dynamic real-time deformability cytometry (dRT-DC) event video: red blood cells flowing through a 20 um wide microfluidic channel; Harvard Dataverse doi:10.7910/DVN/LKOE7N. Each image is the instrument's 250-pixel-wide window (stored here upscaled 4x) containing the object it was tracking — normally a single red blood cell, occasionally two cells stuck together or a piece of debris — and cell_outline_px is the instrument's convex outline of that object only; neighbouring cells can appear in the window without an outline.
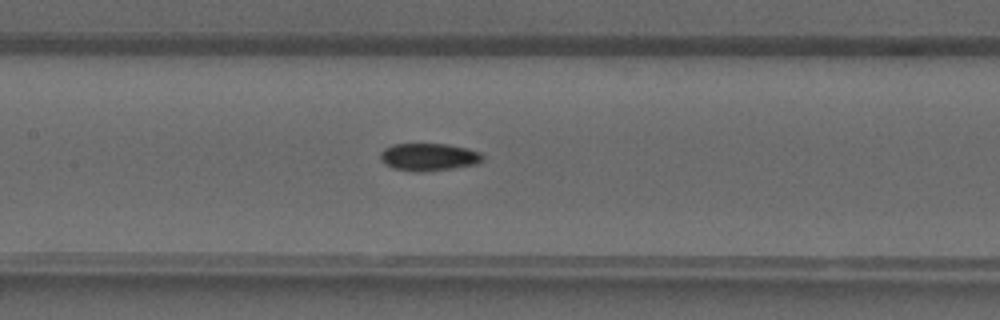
{"species": "common noctule bat (a hibernating species)", "species_latin": "Nyctalus noctula", "temperature_condition": "warm", "stored_images_in_passage": 39, "camera_frame_rate_fps": 3000, "um_per_image_px": 0.085, "animal": {"sex": "male", "forearm_length_mm": 52.5}, "frame": {"image": 1, "passage_image": 18, "time_ms": 5.667, "image_size_px": [1000, 320], "cell_outline_px": [[484, 156], [476, 164], [452, 168], [424, 172], [416, 172], [392, 168], [384, 164], [380, 160], [380, 152], [384, 148], [392, 144], [448, 144], [468, 148], [480, 152]], "centroid_in_image_um": [36.4, 13.34], "position_along_channel_um": 171.0, "area_um2": 16.53}}
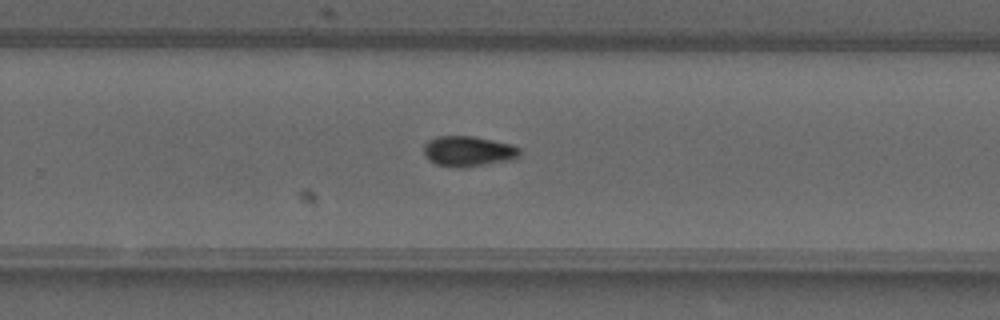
{"frame": {"image": 2, "passage_image": 25, "time_ms": 8.0, "image_size_px": [1000, 320], "cell_outline_px": [[520, 152], [516, 156], [508, 160], [460, 168], [436, 164], [428, 160], [424, 152], [424, 144], [428, 140], [436, 136], [472, 136], [512, 144], [520, 148]], "centroid_in_image_um": [39.75, 12.84], "position_along_channel_um": 290.1, "area_um2": 16.76}}
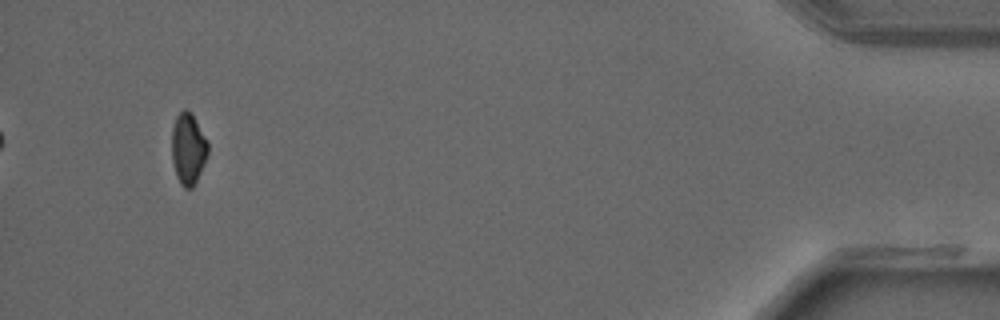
{"frame": {"image": 3, "passage_image": 37, "time_ms": 12.0, "image_size_px": [1000, 320], "cell_outline_px": [[208, 156], [192, 188], [184, 188], [180, 184], [176, 176], [172, 160], [172, 128], [176, 116], [184, 108], [188, 108], [192, 112], [208, 140]], "centroid_in_image_um": [16.0, 12.6], "position_along_channel_um": 419.2, "area_um2": 15.32}}